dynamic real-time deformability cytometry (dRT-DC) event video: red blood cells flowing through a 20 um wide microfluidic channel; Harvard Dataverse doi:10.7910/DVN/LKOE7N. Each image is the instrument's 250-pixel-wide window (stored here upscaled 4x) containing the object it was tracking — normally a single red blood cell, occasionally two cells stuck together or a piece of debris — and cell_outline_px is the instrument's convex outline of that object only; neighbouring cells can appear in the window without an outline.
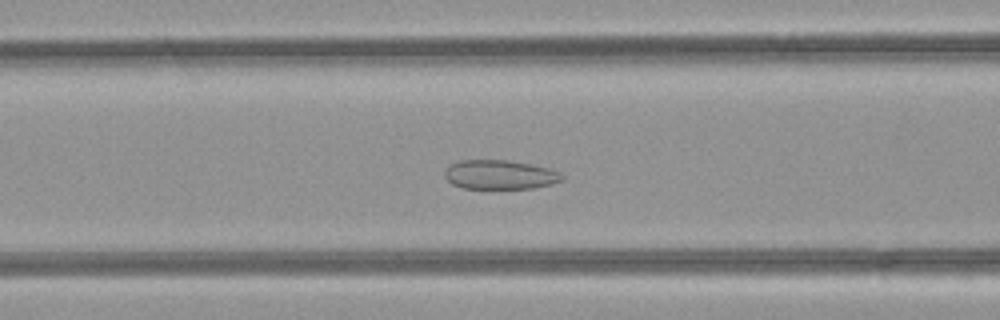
{"species": "common noctule bat (a hibernating species)", "species_latin": "Nyctalus noctula", "temperature_condition": "room temperature", "stored_images_in_passage": 37, "camera_frame_rate_fps": 3000, "um_per_image_px": 0.085, "animal": {"sex": "female", "body_mass_g": 21.9}, "frame": {"image": 1, "passage_image": 7, "time_ms": 2.0, "image_size_px": [1000, 320], "cell_outline_px": [[564, 180], [552, 184], [532, 188], [464, 188], [452, 184], [444, 176], [444, 172], [452, 164], [460, 160], [508, 160], [548, 168], [560, 172], [564, 176]], "centroid_in_image_um": [42.51, 14.85], "position_along_channel_um": 124.1, "area_um2": 19.83}}
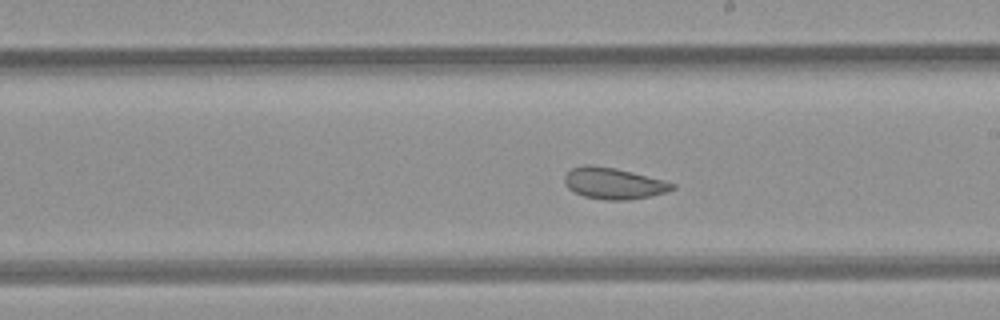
{"frame": {"image": 2, "passage_image": 15, "time_ms": 4.667, "image_size_px": [1000, 320], "cell_outline_px": [[676, 188], [668, 192], [632, 200], [604, 200], [584, 196], [568, 188], [564, 180], [564, 176], [572, 168], [584, 164], [592, 164], [616, 168], [664, 180], [676, 184]], "centroid_in_image_um": [52.18, 15.58], "position_along_channel_um": 236.8, "area_um2": 19.83}}
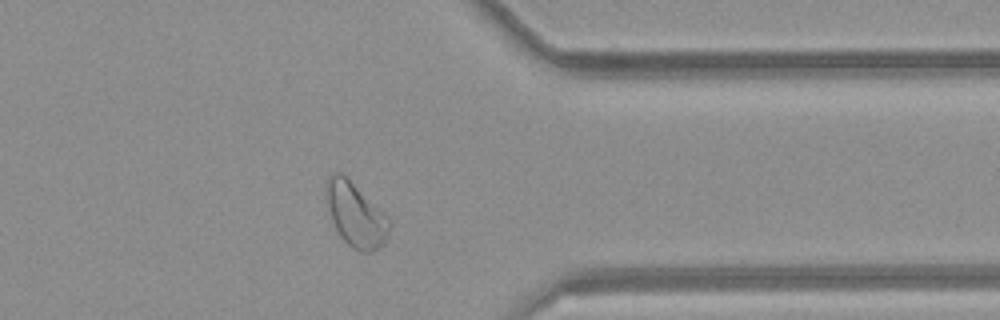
{"frame": {"image": 3, "passage_image": 26, "time_ms": 8.333, "image_size_px": [1000, 320], "cell_outline_px": [[392, 224], [384, 244], [372, 252], [360, 252], [352, 248], [340, 236], [332, 220], [328, 204], [328, 176], [332, 172], [340, 172], [388, 216], [392, 220]], "centroid_in_image_um": [30.29, 18.31], "position_along_channel_um": 381.1, "area_um2": 23.06}, "authors_computed_cell_mechanics": {"area_um2": 21.2126, "velocity_mm_per_s": 4.2269, "shape_relaxation_time_tau1_ms": null, "shape_relaxation_time_tau2_ms": 1.8197, "deformation_change_tau1": null, "deformation_change_tau2": 0.071}}